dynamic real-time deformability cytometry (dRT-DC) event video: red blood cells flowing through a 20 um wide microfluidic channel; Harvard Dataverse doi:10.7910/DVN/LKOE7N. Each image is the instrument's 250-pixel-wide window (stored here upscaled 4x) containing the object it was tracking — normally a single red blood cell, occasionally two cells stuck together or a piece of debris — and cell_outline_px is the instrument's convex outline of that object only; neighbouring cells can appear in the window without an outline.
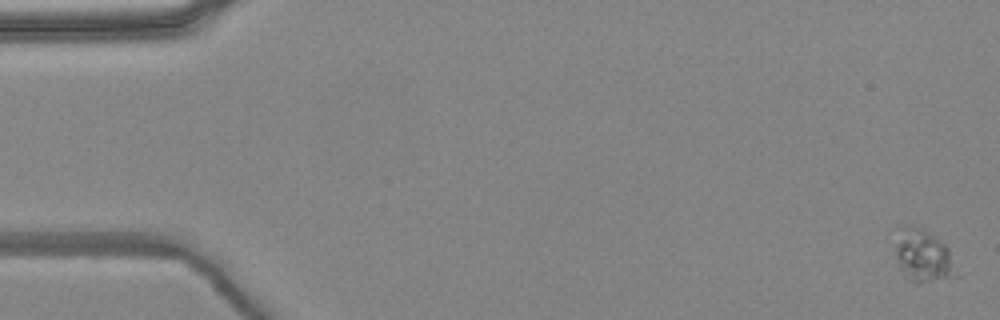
{"species": "common noctule bat (a hibernating species)", "species_latin": "Nyctalus noctula", "temperature_condition": "warm", "stored_images_in_passage": 9, "camera_frame_rate_fps": 3000, "um_per_image_px": 0.085, "animal": {"sex": "female", "body_mass_g": 24.6, "forearm_length_mm": 56.2}, "frame": {"image": 1, "passage_image": 1, "time_ms": 0.0, "image_size_px": [1000, 320], "cell_outline_px": [[960, 276], [920, 284], [916, 284], [904, 276], [896, 260], [896, 224], [912, 224], [924, 228], [936, 236], [948, 248]], "centroid_in_image_um": [78.45, 21.71], "position_along_channel_um": 6.6, "area_um2": 19.59}}
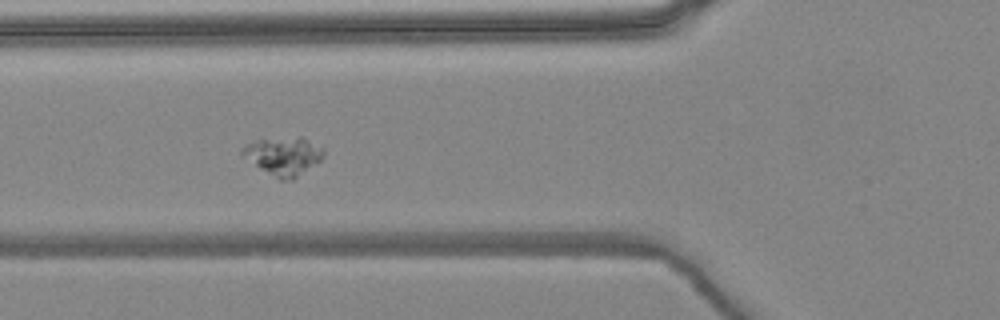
{"frame": {"image": 2, "passage_image": 6, "time_ms": 1.667, "image_size_px": [1000, 320], "cell_outline_px": [[324, 156], [316, 164], [292, 180], [280, 180], [260, 168], [240, 152], [240, 148], [244, 144], [256, 140], [300, 136], [324, 148]], "centroid_in_image_um": [24.11, 13.25], "position_along_channel_um": 101.7, "area_um2": 17.92}}
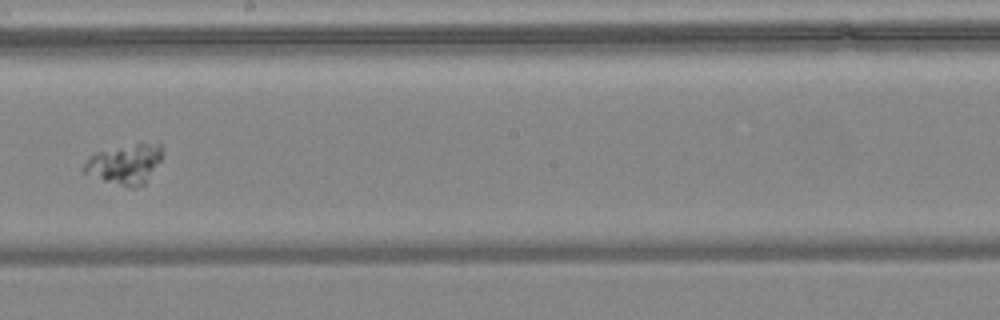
{"frame": {"image": 3, "passage_image": 9, "time_ms": 2.667, "image_size_px": [1000, 320], "cell_outline_px": [[160, 160], [144, 184], [136, 188], [128, 188], [104, 180], [84, 172], [84, 164], [96, 152], [136, 144], [160, 140]], "centroid_in_image_um": [10.66, 13.95], "position_along_channel_um": 237.5, "area_um2": 17.74}}